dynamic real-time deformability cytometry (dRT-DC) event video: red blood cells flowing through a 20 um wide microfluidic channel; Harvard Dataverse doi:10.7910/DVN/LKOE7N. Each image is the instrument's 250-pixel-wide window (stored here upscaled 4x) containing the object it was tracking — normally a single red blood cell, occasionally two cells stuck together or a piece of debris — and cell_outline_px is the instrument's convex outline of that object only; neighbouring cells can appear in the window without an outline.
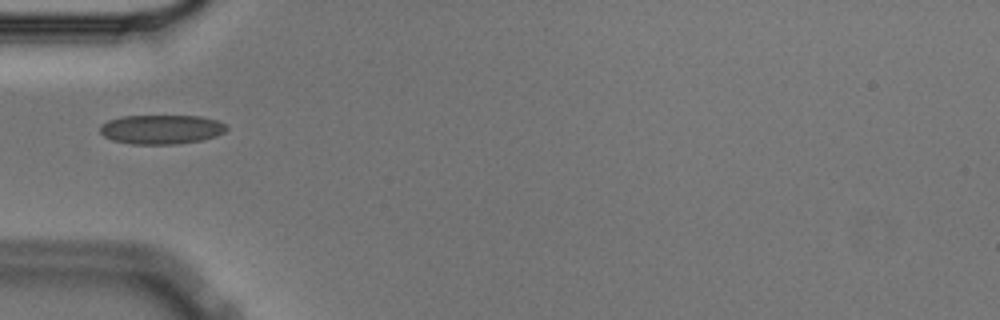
{"species": "Egyptian fruit bat (a non-hibernating species)", "species_latin": "Rousettus aegyptiacus", "temperature_condition": "cold", "stored_images_in_passage": 39, "camera_frame_rate_fps": 3000, "um_per_image_px": 0.085, "animal": {"sex": "male"}, "frame": {"image": 1, "passage_image": 1, "time_ms": 0.0, "image_size_px": [1000, 320], "cell_outline_px": [[228, 128], [224, 132], [216, 136], [200, 140], [176, 144], [132, 144], [112, 140], [104, 136], [100, 132], [100, 124], [108, 120], [120, 116], [200, 116], [216, 120], [224, 124]], "centroid_in_image_um": [13.68, 10.99], "position_along_channel_um": 71.3, "area_um2": 21.56}}
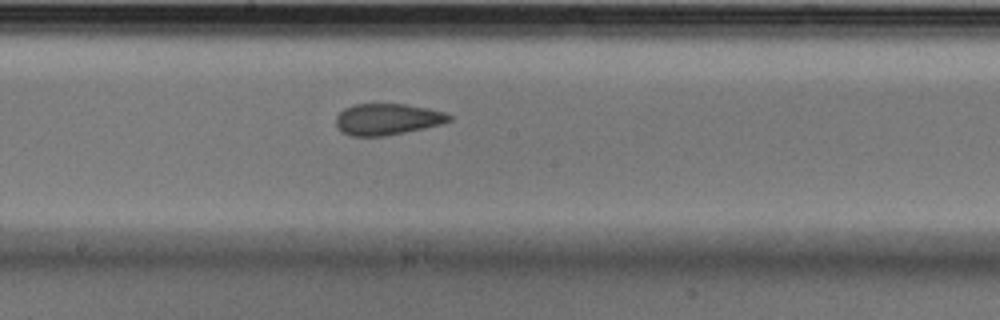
{"frame": {"image": 2, "passage_image": 13, "time_ms": 4.0, "image_size_px": [1000, 320], "cell_outline_px": [[452, 120], [440, 124], [424, 128], [384, 136], [352, 136], [344, 132], [336, 124], [336, 116], [344, 108], [352, 104], [404, 104], [428, 108], [444, 112], [452, 116]], "centroid_in_image_um": [32.93, 10.12], "position_along_channel_um": 215.3, "area_um2": 20.52}}
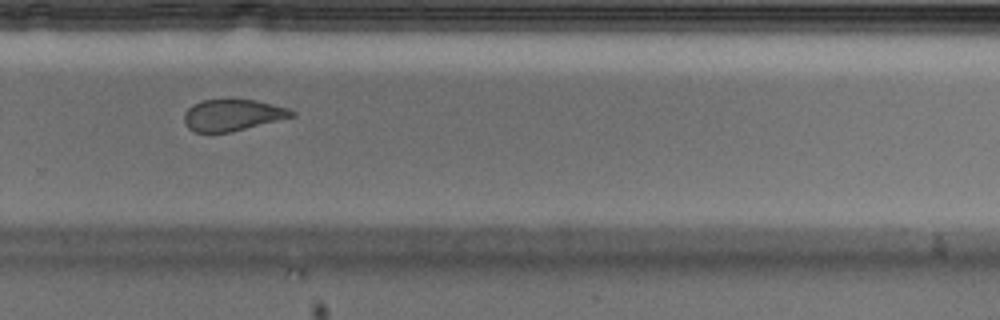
{"frame": {"image": 3, "passage_image": 21, "time_ms": 6.667, "image_size_px": [1000, 320], "cell_outline_px": [[296, 116], [228, 132], [196, 132], [188, 128], [184, 124], [184, 112], [192, 104], [200, 100], [256, 100], [288, 108], [296, 112]], "centroid_in_image_um": [19.74, 9.77], "position_along_channel_um": 310.1, "area_um2": 19.59}, "authors_computed_cell_mechanics": {"area_um2": 21.5016, "velocity_mm_per_s": 3.5738, "shape_relaxation_time_tau1_ms": 10.5726, "shape_relaxation_time_tau2_ms": 1.7783, "deformation_change_tau1": 0.1659, "deformation_change_tau2": 0.0723}}